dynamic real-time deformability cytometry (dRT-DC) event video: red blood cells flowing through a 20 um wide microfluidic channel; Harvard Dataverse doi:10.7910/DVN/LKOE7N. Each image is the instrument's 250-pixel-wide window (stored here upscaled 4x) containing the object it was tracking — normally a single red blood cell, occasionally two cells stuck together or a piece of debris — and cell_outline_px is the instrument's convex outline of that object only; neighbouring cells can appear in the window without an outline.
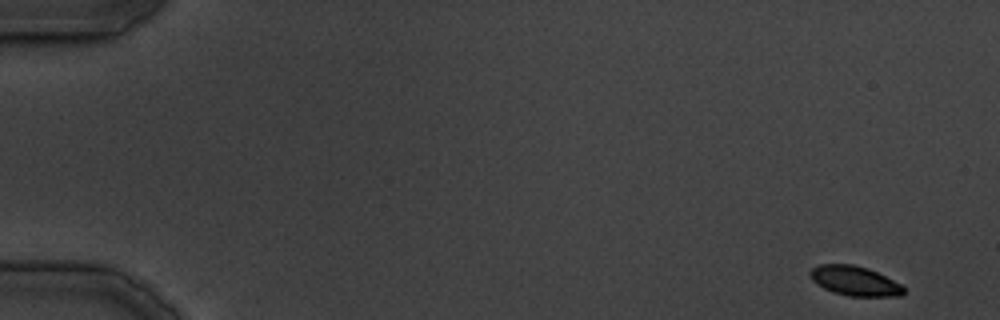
{"species": "common noctule bat (a hibernating species)", "species_latin": "Nyctalus noctula", "temperature_condition": "cold", "stored_images_in_passage": 38, "camera_frame_rate_fps": 3000, "um_per_image_px": 0.085, "animal": {"sex": "male", "body_mass_g": 19.5, "forearm_length_mm": 54.6}, "frame": {"image": 1, "passage_image": 1, "time_ms": 0.0, "image_size_px": [1000, 320], "cell_outline_px": [[904, 292], [900, 296], [848, 296], [832, 292], [816, 284], [812, 280], [808, 272], [812, 268], [820, 264], [852, 264], [868, 268], [900, 284], [904, 288]], "centroid_in_image_um": [72.6, 23.87], "position_along_channel_um": 12.4, "area_um2": 16.07}}
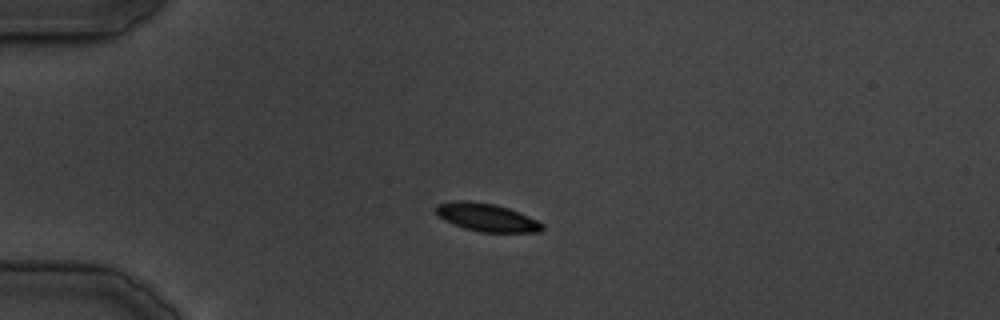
{"frame": {"image": 2, "passage_image": 9, "time_ms": 10.0, "image_size_px": [1000, 320], "cell_outline_px": [[544, 228], [540, 232], [480, 232], [464, 228], [444, 220], [436, 212], [436, 204], [460, 200], [468, 200], [496, 204], [508, 208], [536, 220], [544, 224]], "centroid_in_image_um": [41.37, 18.48], "position_along_channel_um": 43.6, "area_um2": 17.22}}
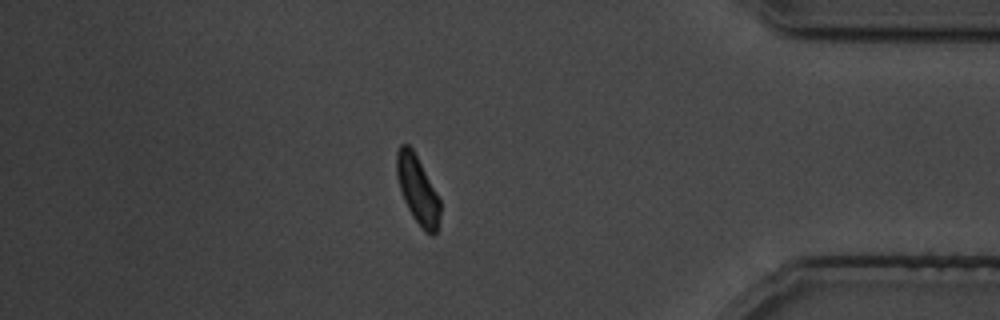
{"frame": {"image": 3, "passage_image": 33, "time_ms": 38.667, "image_size_px": [1000, 320], "cell_outline_px": [[440, 216], [436, 232], [432, 236], [424, 232], [412, 216], [404, 200], [396, 176], [396, 152], [400, 144], [408, 144], [412, 148], [440, 200]], "centroid_in_image_um": [35.48, 16.15], "position_along_channel_um": 399.7, "area_um2": 17.05}}